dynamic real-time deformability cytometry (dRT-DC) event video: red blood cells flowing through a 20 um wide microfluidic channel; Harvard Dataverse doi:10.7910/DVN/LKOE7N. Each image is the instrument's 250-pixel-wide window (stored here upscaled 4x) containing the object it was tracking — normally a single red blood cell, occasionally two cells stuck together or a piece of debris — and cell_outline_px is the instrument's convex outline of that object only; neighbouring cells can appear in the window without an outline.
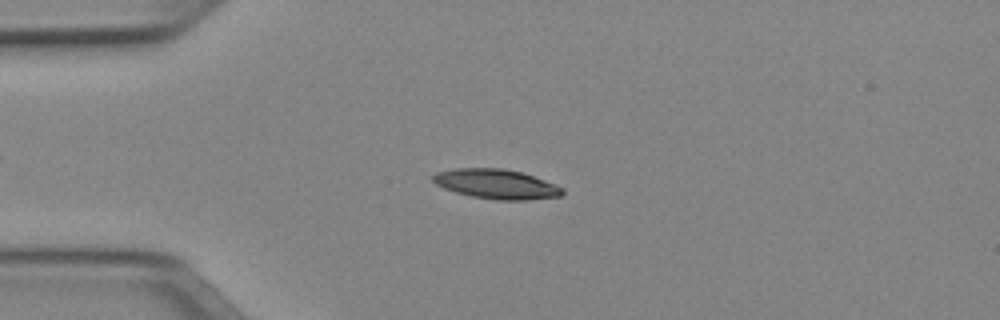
{"species": "Egyptian fruit bat (a non-hibernating species)", "species_latin": "Rousettus aegyptiacus", "temperature_condition": "cold", "stored_images_in_passage": 50, "camera_frame_rate_fps": 3000, "um_per_image_px": 0.085, "animal": {"sex": "female"}, "frame": {"image": 1, "passage_image": 12, "time_ms": 3.667, "image_size_px": [1000, 320], "cell_outline_px": [[564, 192], [560, 196], [528, 200], [496, 200], [472, 196], [456, 192], [444, 188], [436, 184], [432, 180], [432, 176], [436, 172], [452, 168], [504, 168], [520, 172], [556, 184], [564, 188]], "centroid_in_image_um": [42.18, 15.64], "position_along_channel_um": 42.8, "area_um2": 22.37}}
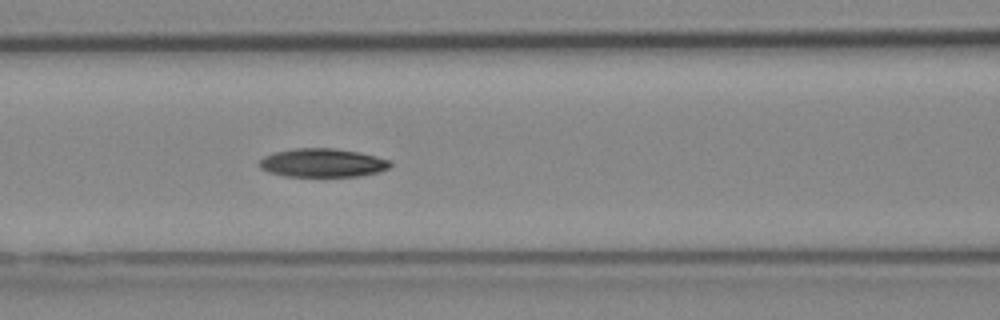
{"frame": {"image": 2, "passage_image": 21, "time_ms": 6.667, "image_size_px": [1000, 320], "cell_outline_px": [[392, 164], [388, 168], [380, 172], [356, 176], [284, 176], [268, 172], [260, 168], [256, 164], [264, 156], [272, 152], [296, 148], [332, 148], [360, 152], [376, 156], [388, 160]], "centroid_in_image_um": [27.37, 13.84], "position_along_channel_um": 139.2, "area_um2": 21.91}}
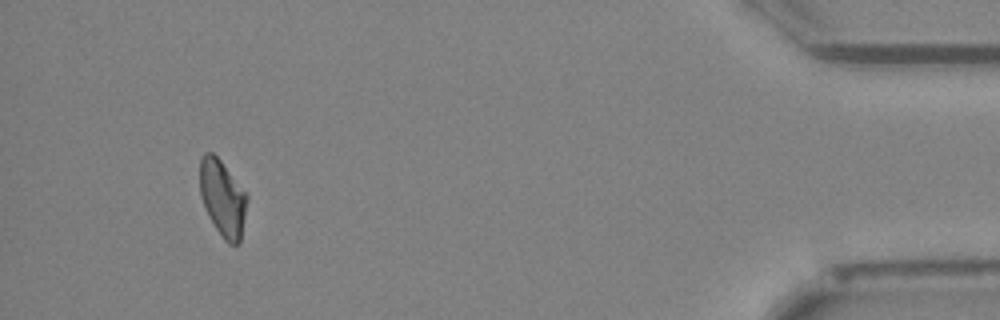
{"frame": {"image": 3, "passage_image": 47, "time_ms": 15.333, "image_size_px": [1000, 320], "cell_outline_px": [[248, 200], [240, 244], [228, 244], [224, 240], [208, 216], [200, 196], [200, 160], [204, 152], [212, 152], [220, 160], [248, 196]], "centroid_in_image_um": [18.92, 16.87], "position_along_channel_um": 416.3, "area_um2": 20.92}, "authors_computed_cell_mechanics": {"area_um2": 21.3282, "velocity_mm_per_s": 3.9825, "shape_relaxation_time_tau1_ms": 4.7525, "shape_relaxation_time_tau2_ms": null, "deformation_change_tau1": 0.1294, "deformation_change_tau2": null}}